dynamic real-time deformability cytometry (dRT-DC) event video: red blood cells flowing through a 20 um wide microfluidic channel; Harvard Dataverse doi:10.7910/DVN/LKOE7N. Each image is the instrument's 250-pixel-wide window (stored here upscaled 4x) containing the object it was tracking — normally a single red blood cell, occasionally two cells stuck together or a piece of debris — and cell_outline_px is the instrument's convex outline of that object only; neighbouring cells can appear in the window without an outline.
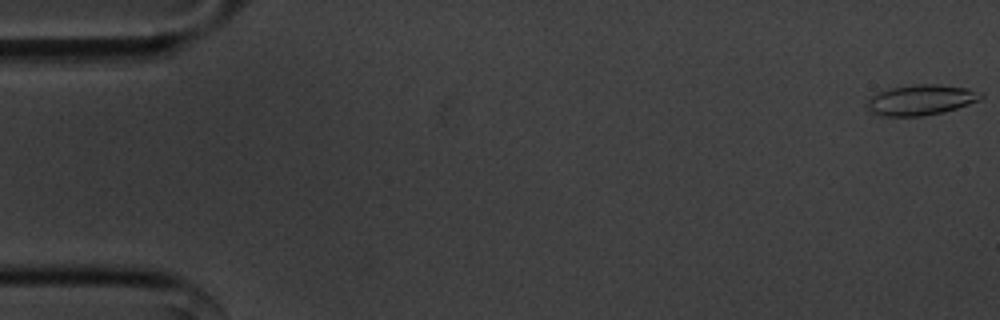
{"species": "common noctule bat (a hibernating species)", "species_latin": "Nyctalus noctula", "temperature_condition": "cold", "stored_images_in_passage": 56, "camera_frame_rate_fps": 3000, "um_per_image_px": 0.085, "animal": {"sex": "male", "body_mass_g": 20.1, "forearm_length_mm": 53.5}, "frame": {"image": 1, "passage_image": 1, "time_ms": 0.0, "image_size_px": [1000, 320], "cell_outline_px": [[984, 96], [980, 100], [944, 112], [924, 116], [880, 116], [872, 112], [864, 104], [876, 92], [892, 88], [916, 84], [936, 84], [968, 88], [984, 92]], "centroid_in_image_um": [78.29, 8.49], "position_along_channel_um": 6.7, "area_um2": 20.35}}
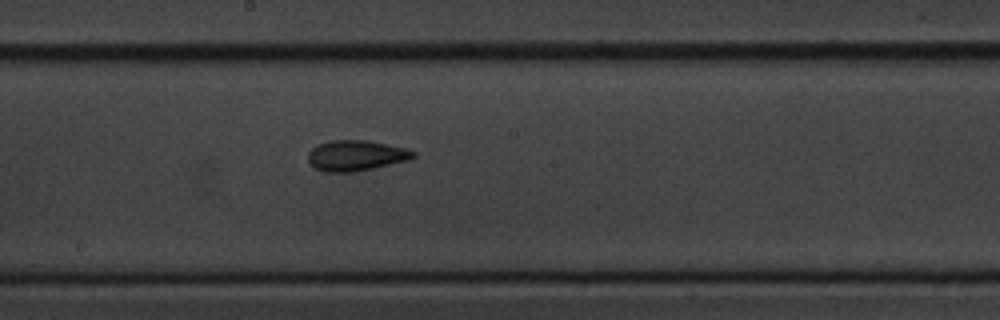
{"frame": {"image": 2, "passage_image": 30, "time_ms": 9.667, "image_size_px": [1000, 320], "cell_outline_px": [[416, 156], [408, 160], [372, 168], [352, 172], [324, 172], [316, 168], [308, 160], [308, 152], [316, 144], [332, 140], [368, 140], [408, 148], [416, 152]], "centroid_in_image_um": [30.26, 13.2], "position_along_channel_um": 217.9, "area_um2": 18.79}}
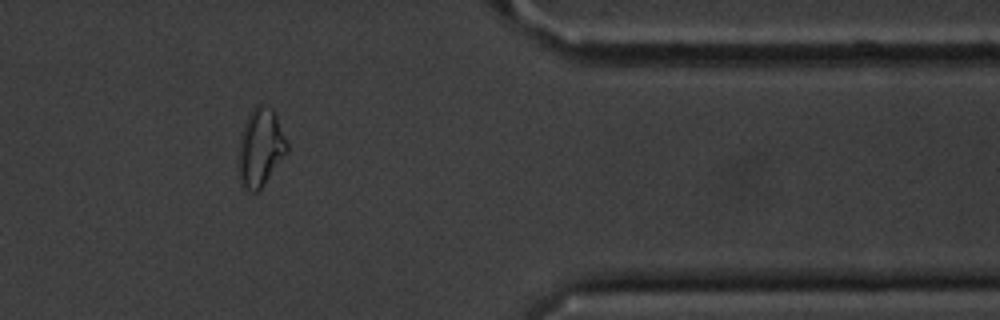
{"frame": {"image": 3, "passage_image": 46, "time_ms": 15.0, "image_size_px": [1000, 320], "cell_outline_px": [[288, 152], [260, 188], [256, 192], [252, 192], [240, 180], [240, 132], [252, 108], [256, 104], [260, 104], [272, 108], [276, 112], [288, 144]], "centroid_in_image_um": [22.18, 12.46], "position_along_channel_um": 389.2, "area_um2": 21.62}, "authors_computed_cell_mechanics": {"area_um2": 18.6405, "velocity_mm_per_s": 3.6041, "shape_relaxation_time_tau1_ms": 4.2839, "shape_relaxation_time_tau2_ms": 3.6024, "deformation_change_tau1": 0.136, "deformation_change_tau2": 0.1032}}